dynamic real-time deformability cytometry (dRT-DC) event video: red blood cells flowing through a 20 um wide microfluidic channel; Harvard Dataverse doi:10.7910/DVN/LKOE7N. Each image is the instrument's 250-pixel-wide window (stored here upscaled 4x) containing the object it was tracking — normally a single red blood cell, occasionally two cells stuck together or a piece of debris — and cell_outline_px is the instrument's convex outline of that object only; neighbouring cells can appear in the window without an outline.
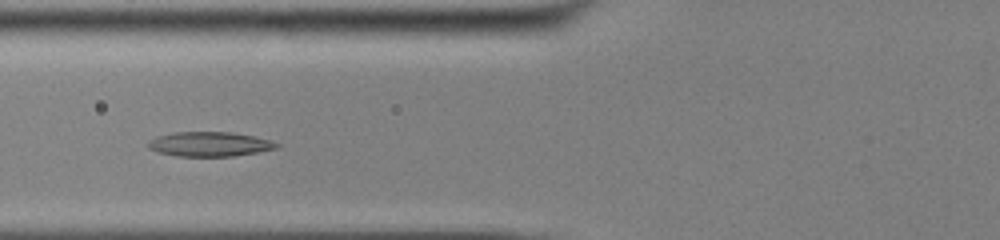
{"species": "common noctule bat (a hibernating species)", "species_latin": "Nyctalus noctula", "temperature_condition": "cold", "stored_images_in_passage": 46, "camera_frame_rate_fps": 3000, "um_per_image_px": 0.085, "animal": {"sex": "male", "body_mass_g": 13.0, "forearm_length_mm": 53.1}, "frame": {"image": 1, "passage_image": 14, "time_ms": 4.333, "image_size_px": [1000, 240], "cell_outline_px": [[280, 144], [276, 148], [260, 152], [232, 156], [176, 156], [156, 152], [148, 148], [148, 140], [156, 136], [176, 132], [232, 132], [252, 136], [268, 140]], "centroid_in_image_um": [17.76, 12.25], "position_along_channel_um": 108.0, "area_um2": 18.38}}
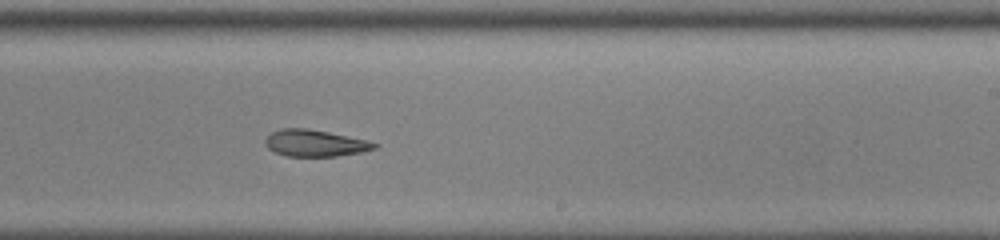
{"frame": {"image": 2, "passage_image": 26, "time_ms": 8.333, "image_size_px": [1000, 240], "cell_outline_px": [[380, 144], [376, 148], [360, 152], [336, 156], [288, 156], [276, 152], [268, 148], [264, 144], [264, 140], [272, 132], [280, 128], [304, 128], [328, 132], [368, 140]], "centroid_in_image_um": [26.78, 12.16], "position_along_channel_um": 262.2, "area_um2": 16.88}}
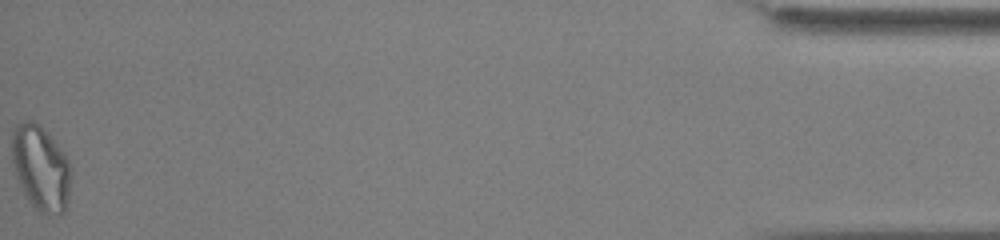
{"frame": {"image": 3, "passage_image": 46, "time_ms": 15.0, "image_size_px": [1000, 240], "cell_outline_px": [[72, 176], [68, 208], [60, 216], [40, 212], [28, 200], [16, 176], [12, 160], [12, 132], [16, 124], [20, 120], [32, 120], [40, 124], [44, 128], [64, 152], [72, 168]], "centroid_in_image_um": [3.51, 14.28], "position_along_channel_um": 431.7, "area_um2": 29.94}, "authors_computed_cell_mechanics": {"area_um2": 19.3919, "velocity_mm_per_s": 3.8599, "shape_relaxation_time_tau1_ms": null, "shape_relaxation_time_tau2_ms": 4.5584, "deformation_change_tau1": null, "deformation_change_tau2": 0.1279}}